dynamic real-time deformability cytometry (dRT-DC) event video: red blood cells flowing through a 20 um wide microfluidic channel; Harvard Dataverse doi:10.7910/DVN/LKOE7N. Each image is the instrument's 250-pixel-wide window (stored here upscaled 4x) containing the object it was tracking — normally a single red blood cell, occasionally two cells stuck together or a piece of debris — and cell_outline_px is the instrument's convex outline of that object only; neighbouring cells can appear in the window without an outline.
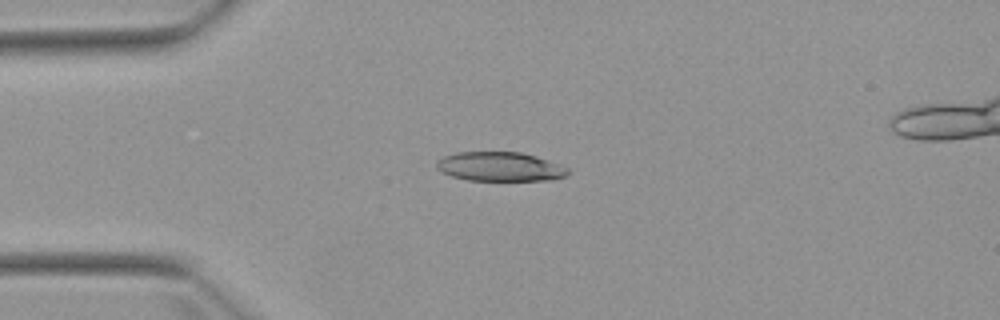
{"species": "Egyptian fruit bat (a non-hibernating species)", "species_latin": "Rousettus aegyptiacus", "temperature_condition": "warm", "stored_images_in_passage": 1, "camera_frame_rate_fps": 3000, "um_per_image_px": 0.085, "animal": {"sex": "female"}, "frame": {"image": 1, "passage_image": 1, "time_ms": 0.0, "image_size_px": [1000, 320], "cell_outline_px": [[568, 176], [552, 180], [468, 180], [452, 176], [436, 168], [436, 164], [444, 156], [456, 152], [520, 152], [536, 156], [568, 168]], "centroid_in_image_um": [42.52, 14.16], "position_along_channel_um": 42.5, "area_um2": 22.14}}